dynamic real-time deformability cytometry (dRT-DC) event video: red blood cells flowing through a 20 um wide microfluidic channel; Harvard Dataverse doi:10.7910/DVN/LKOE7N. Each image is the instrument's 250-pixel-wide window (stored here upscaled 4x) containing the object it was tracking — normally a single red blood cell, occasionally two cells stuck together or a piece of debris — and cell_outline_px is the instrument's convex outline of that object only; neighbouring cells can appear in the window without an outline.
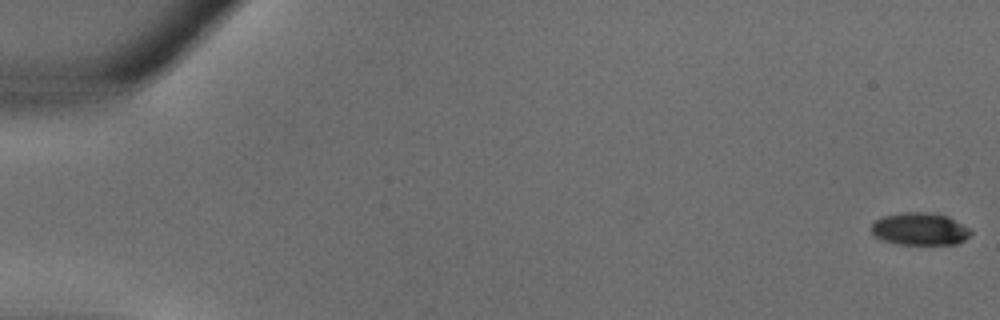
{"species": "common noctule bat (a hibernating species)", "species_latin": "Nyctalus noctula", "temperature_condition": "warm", "stored_images_in_passage": 36, "camera_frame_rate_fps": 3000, "um_per_image_px": 0.085, "animal": {"sex": "male", "body_mass_g": 18.8}, "frame": {"image": 1, "passage_image": 1, "time_ms": 0.0, "image_size_px": [1000, 320], "cell_outline_px": [[972, 232], [964, 240], [956, 244], [896, 244], [884, 240], [876, 236], [872, 232], [872, 224], [876, 220], [884, 216], [904, 212], [924, 212], [948, 216], [968, 228]], "centroid_in_image_um": [78.19, 19.46], "position_along_channel_um": 6.8, "area_um2": 18.5}}
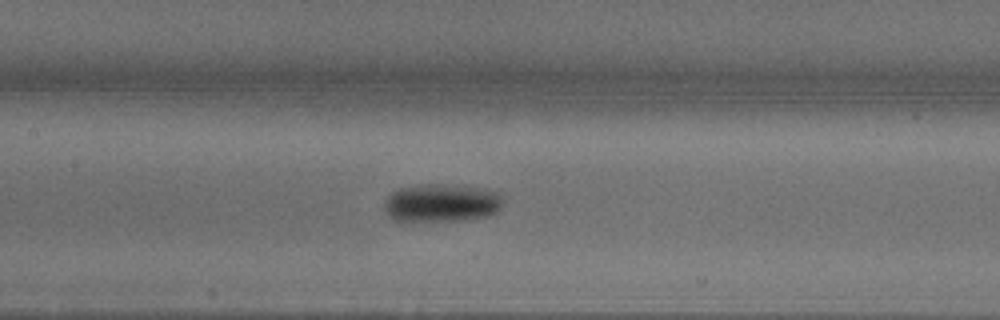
{"frame": {"image": 2, "passage_image": 18, "time_ms": 5.667, "image_size_px": [1000, 320], "cell_outline_px": [[504, 204], [500, 212], [488, 216], [468, 220], [396, 220], [388, 216], [384, 208], [384, 204], [388, 196], [392, 192], [400, 188], [420, 184], [436, 184], [472, 188], [500, 192]], "centroid_in_image_um": [37.57, 17.26], "position_along_channel_um": 169.8, "area_um2": 26.18}}
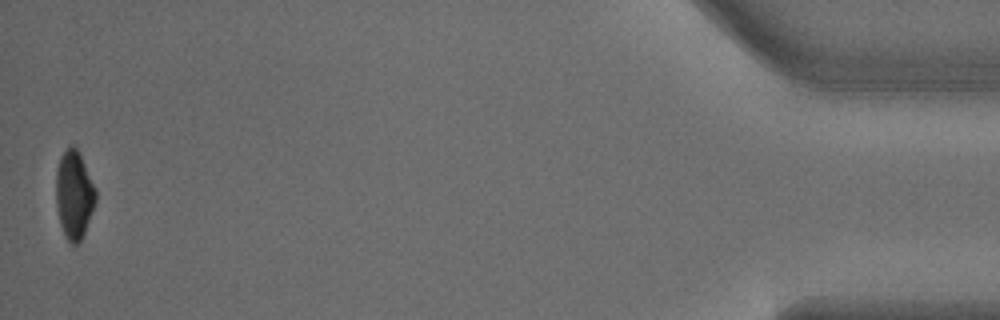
{"frame": {"image": 3, "passage_image": 36, "time_ms": 11.667, "image_size_px": [1000, 320], "cell_outline_px": [[96, 200], [92, 212], [84, 232], [80, 240], [76, 244], [72, 244], [68, 240], [60, 224], [56, 204], [56, 168], [60, 156], [72, 144], [76, 148], [96, 188]], "centroid_in_image_um": [6.29, 16.54], "position_along_channel_um": 428.9, "area_um2": 20.06}}